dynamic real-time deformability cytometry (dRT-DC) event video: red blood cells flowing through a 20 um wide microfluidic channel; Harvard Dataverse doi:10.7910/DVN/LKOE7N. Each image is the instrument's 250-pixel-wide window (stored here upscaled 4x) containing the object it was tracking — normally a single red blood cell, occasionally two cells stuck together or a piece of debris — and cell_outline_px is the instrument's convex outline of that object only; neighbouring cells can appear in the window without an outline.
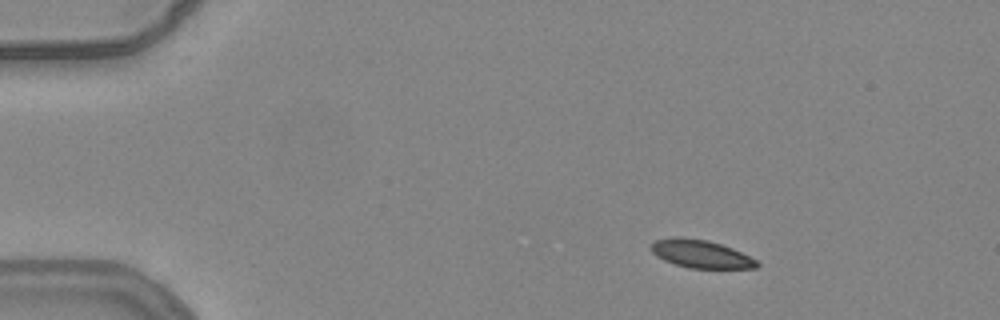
{"species": "common noctule bat (a hibernating species)", "species_latin": "Nyctalus noctula", "temperature_condition": "warm", "stored_images_in_passage": 2, "camera_frame_rate_fps": 3000, "um_per_image_px": 0.085, "animal": {"sex": "female", "body_mass_g": 24.6, "forearm_length_mm": 56.2}, "frame": {"image": 1, "passage_image": 1, "time_ms": 0.0, "image_size_px": [1000, 320], "cell_outline_px": [[760, 264], [756, 268], [688, 268], [664, 260], [656, 256], [648, 248], [656, 240], [672, 236], [680, 236], [708, 240], [732, 248], [756, 260]], "centroid_in_image_um": [59.52, 21.57], "position_along_channel_um": 25.5, "area_um2": 17.28}}